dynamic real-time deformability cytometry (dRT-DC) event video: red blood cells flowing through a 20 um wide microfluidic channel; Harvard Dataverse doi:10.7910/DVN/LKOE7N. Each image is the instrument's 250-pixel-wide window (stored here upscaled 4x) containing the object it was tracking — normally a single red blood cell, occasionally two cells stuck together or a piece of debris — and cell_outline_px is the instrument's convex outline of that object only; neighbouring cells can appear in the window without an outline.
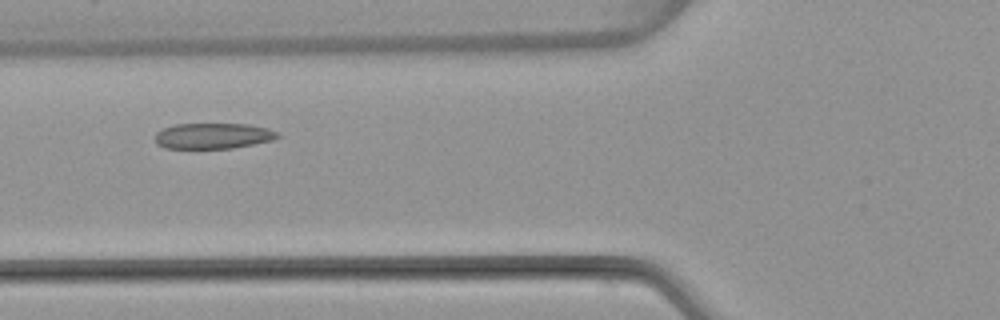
{"species": "common noctule bat (a hibernating species)", "species_latin": "Nyctalus noctula", "temperature_condition": "warm", "stored_images_in_passage": 8, "camera_frame_rate_fps": 3000, "um_per_image_px": 0.085, "animal": {"sex": "female", "body_mass_g": 22.7, "forearm_length_mm": 54.2}, "frame": {"image": 1, "passage_image": 7, "time_ms": 8.333, "image_size_px": [1000, 320], "cell_outline_px": [[280, 136], [272, 140], [232, 148], [164, 148], [156, 144], [156, 132], [164, 128], [176, 124], [248, 124], [268, 128], [280, 132]], "centroid_in_image_um": [18.13, 11.54], "position_along_channel_um": 107.7, "area_um2": 18.32}}
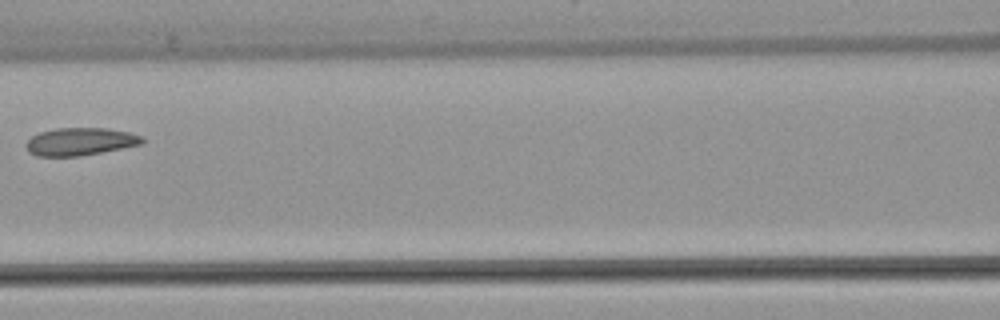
{"frame": {"image": 2, "passage_image": 8, "time_ms": 9.667, "image_size_px": [1000, 320], "cell_outline_px": [[144, 144], [80, 156], [36, 156], [28, 152], [24, 144], [32, 136], [40, 132], [56, 128], [108, 128], [128, 132], [140, 136], [144, 140]], "centroid_in_image_um": [6.79, 12.04], "position_along_channel_um": 159.8, "area_um2": 18.79}}